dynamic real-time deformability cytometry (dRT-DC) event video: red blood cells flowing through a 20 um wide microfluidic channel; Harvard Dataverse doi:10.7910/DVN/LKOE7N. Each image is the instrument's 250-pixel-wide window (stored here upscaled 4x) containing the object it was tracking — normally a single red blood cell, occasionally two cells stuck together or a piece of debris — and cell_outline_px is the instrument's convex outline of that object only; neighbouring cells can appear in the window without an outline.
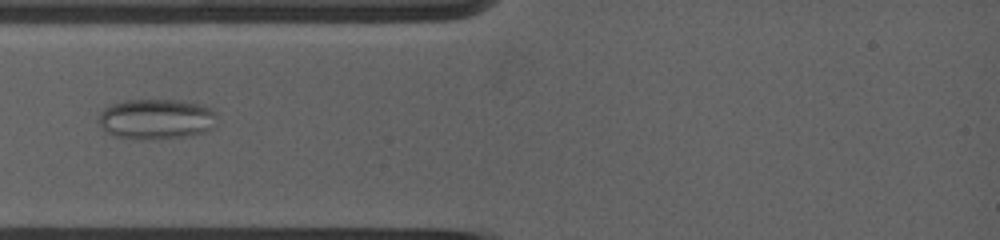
{"species": "common noctule bat (a hibernating species)", "species_latin": "Nyctalus noctula", "temperature_condition": "warm", "stored_images_in_passage": 16, "camera_frame_rate_fps": 5000, "um_per_image_px": 0.085, "animal": {"sex": "female", "body_mass_g": 19.0, "forearm_length_mm": 53.3}, "frame": {"image": 1, "passage_image": 1, "time_ms": 0.0, "image_size_px": [1000, 240], "cell_outline_px": [[212, 112], [208, 128], [204, 132], [188, 136], [116, 136], [108, 132], [104, 128], [100, 120], [100, 116], [104, 108], [112, 104], [128, 100], [168, 100], [196, 104], [208, 108]], "centroid_in_image_um": [13.2, 10.07], "position_along_channel_um": 71.8, "area_um2": 25.49}}
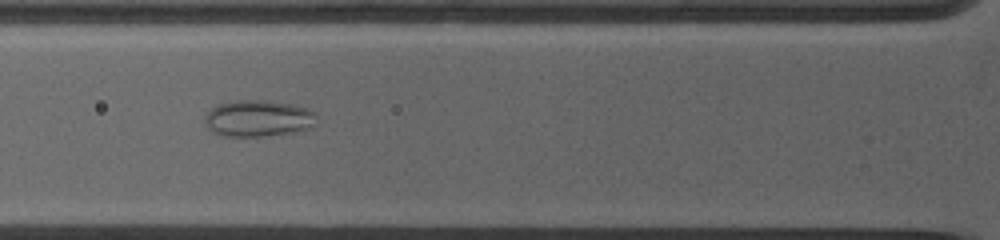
{"frame": {"image": 2, "passage_image": 3, "time_ms": 0.8, "image_size_px": [1000, 240], "cell_outline_px": [[312, 112], [300, 128], [288, 132], [264, 136], [228, 136], [216, 132], [212, 128], [208, 120], [208, 112], [212, 108], [220, 104], [248, 100], [256, 100], [288, 104], [304, 108]], "centroid_in_image_um": [21.79, 10.05], "position_along_channel_um": 104.0, "area_um2": 21.33}}